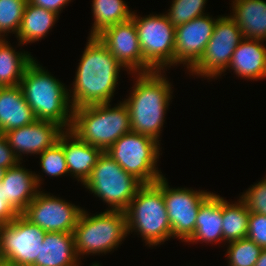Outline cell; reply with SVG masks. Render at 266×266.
Returning a JSON list of instances; mask_svg holds the SVG:
<instances>
[{"instance_id":"1","label":"cell","mask_w":266,"mask_h":266,"mask_svg":"<svg viewBox=\"0 0 266 266\" xmlns=\"http://www.w3.org/2000/svg\"><path fill=\"white\" fill-rule=\"evenodd\" d=\"M80 62L69 88L72 108L111 103L124 67L97 36H88Z\"/></svg>"},{"instance_id":"2","label":"cell","mask_w":266,"mask_h":266,"mask_svg":"<svg viewBox=\"0 0 266 266\" xmlns=\"http://www.w3.org/2000/svg\"><path fill=\"white\" fill-rule=\"evenodd\" d=\"M165 71L133 74L130 95L123 100L129 110L131 131L147 135L160 143L165 116L173 99L172 84Z\"/></svg>"},{"instance_id":"3","label":"cell","mask_w":266,"mask_h":266,"mask_svg":"<svg viewBox=\"0 0 266 266\" xmlns=\"http://www.w3.org/2000/svg\"><path fill=\"white\" fill-rule=\"evenodd\" d=\"M19 86L36 120L50 121L70 130L73 108L69 89L36 59L27 66Z\"/></svg>"},{"instance_id":"4","label":"cell","mask_w":266,"mask_h":266,"mask_svg":"<svg viewBox=\"0 0 266 266\" xmlns=\"http://www.w3.org/2000/svg\"><path fill=\"white\" fill-rule=\"evenodd\" d=\"M73 109L70 131L80 140L106 152L122 135L131 131L129 110L123 101Z\"/></svg>"},{"instance_id":"5","label":"cell","mask_w":266,"mask_h":266,"mask_svg":"<svg viewBox=\"0 0 266 266\" xmlns=\"http://www.w3.org/2000/svg\"><path fill=\"white\" fill-rule=\"evenodd\" d=\"M125 213L127 235L137 233L146 246H160L172 238V228L163 197V176L154 184H144Z\"/></svg>"},{"instance_id":"6","label":"cell","mask_w":266,"mask_h":266,"mask_svg":"<svg viewBox=\"0 0 266 266\" xmlns=\"http://www.w3.org/2000/svg\"><path fill=\"white\" fill-rule=\"evenodd\" d=\"M105 210L89 215L83 208L79 215L73 236L80 261L85 255L113 252L128 237L125 211Z\"/></svg>"},{"instance_id":"7","label":"cell","mask_w":266,"mask_h":266,"mask_svg":"<svg viewBox=\"0 0 266 266\" xmlns=\"http://www.w3.org/2000/svg\"><path fill=\"white\" fill-rule=\"evenodd\" d=\"M83 185L108 205L107 210L125 211L144 184L102 152Z\"/></svg>"},{"instance_id":"8","label":"cell","mask_w":266,"mask_h":266,"mask_svg":"<svg viewBox=\"0 0 266 266\" xmlns=\"http://www.w3.org/2000/svg\"><path fill=\"white\" fill-rule=\"evenodd\" d=\"M131 19L144 58V73L165 71L175 66V27L165 13L138 16L135 10Z\"/></svg>"},{"instance_id":"9","label":"cell","mask_w":266,"mask_h":266,"mask_svg":"<svg viewBox=\"0 0 266 266\" xmlns=\"http://www.w3.org/2000/svg\"><path fill=\"white\" fill-rule=\"evenodd\" d=\"M160 146L152 137L130 131L122 135L106 153L143 184H154L163 176L157 166L162 155Z\"/></svg>"},{"instance_id":"10","label":"cell","mask_w":266,"mask_h":266,"mask_svg":"<svg viewBox=\"0 0 266 266\" xmlns=\"http://www.w3.org/2000/svg\"><path fill=\"white\" fill-rule=\"evenodd\" d=\"M243 39L242 31L228 14L218 16L213 35L201 58L188 72L207 80L222 76L227 72L234 50Z\"/></svg>"},{"instance_id":"11","label":"cell","mask_w":266,"mask_h":266,"mask_svg":"<svg viewBox=\"0 0 266 266\" xmlns=\"http://www.w3.org/2000/svg\"><path fill=\"white\" fill-rule=\"evenodd\" d=\"M45 231L19 214L0 225V258L15 266H33L45 238Z\"/></svg>"},{"instance_id":"12","label":"cell","mask_w":266,"mask_h":266,"mask_svg":"<svg viewBox=\"0 0 266 266\" xmlns=\"http://www.w3.org/2000/svg\"><path fill=\"white\" fill-rule=\"evenodd\" d=\"M213 192L193 190L188 187L172 188L163 176V197L172 228V238L185 242L195 231L196 218L200 205Z\"/></svg>"},{"instance_id":"13","label":"cell","mask_w":266,"mask_h":266,"mask_svg":"<svg viewBox=\"0 0 266 266\" xmlns=\"http://www.w3.org/2000/svg\"><path fill=\"white\" fill-rule=\"evenodd\" d=\"M50 194L39 191L21 214L45 232L73 233L83 208Z\"/></svg>"},{"instance_id":"14","label":"cell","mask_w":266,"mask_h":266,"mask_svg":"<svg viewBox=\"0 0 266 266\" xmlns=\"http://www.w3.org/2000/svg\"><path fill=\"white\" fill-rule=\"evenodd\" d=\"M97 37L128 74L144 73V58L132 19L106 28Z\"/></svg>"},{"instance_id":"15","label":"cell","mask_w":266,"mask_h":266,"mask_svg":"<svg viewBox=\"0 0 266 266\" xmlns=\"http://www.w3.org/2000/svg\"><path fill=\"white\" fill-rule=\"evenodd\" d=\"M216 21L217 18L206 14L175 27V66L183 64L189 71L199 61Z\"/></svg>"},{"instance_id":"16","label":"cell","mask_w":266,"mask_h":266,"mask_svg":"<svg viewBox=\"0 0 266 266\" xmlns=\"http://www.w3.org/2000/svg\"><path fill=\"white\" fill-rule=\"evenodd\" d=\"M65 130L56 123L36 120L18 129L9 130L3 135L16 157L23 161V155H39L52 147Z\"/></svg>"},{"instance_id":"17","label":"cell","mask_w":266,"mask_h":266,"mask_svg":"<svg viewBox=\"0 0 266 266\" xmlns=\"http://www.w3.org/2000/svg\"><path fill=\"white\" fill-rule=\"evenodd\" d=\"M6 169L0 188L4 199L21 214L41 190L42 177L22 166Z\"/></svg>"},{"instance_id":"18","label":"cell","mask_w":266,"mask_h":266,"mask_svg":"<svg viewBox=\"0 0 266 266\" xmlns=\"http://www.w3.org/2000/svg\"><path fill=\"white\" fill-rule=\"evenodd\" d=\"M63 146L69 176L83 185L90 177L102 150L80 140L70 130H65L58 138Z\"/></svg>"},{"instance_id":"19","label":"cell","mask_w":266,"mask_h":266,"mask_svg":"<svg viewBox=\"0 0 266 266\" xmlns=\"http://www.w3.org/2000/svg\"><path fill=\"white\" fill-rule=\"evenodd\" d=\"M264 41L243 39L233 52L227 70H233L236 77L248 80L266 78V46Z\"/></svg>"},{"instance_id":"20","label":"cell","mask_w":266,"mask_h":266,"mask_svg":"<svg viewBox=\"0 0 266 266\" xmlns=\"http://www.w3.org/2000/svg\"><path fill=\"white\" fill-rule=\"evenodd\" d=\"M36 121L21 87H0V134L30 125Z\"/></svg>"},{"instance_id":"21","label":"cell","mask_w":266,"mask_h":266,"mask_svg":"<svg viewBox=\"0 0 266 266\" xmlns=\"http://www.w3.org/2000/svg\"><path fill=\"white\" fill-rule=\"evenodd\" d=\"M222 196L212 193L199 207L195 231L187 243H222ZM222 241V242H221Z\"/></svg>"},{"instance_id":"22","label":"cell","mask_w":266,"mask_h":266,"mask_svg":"<svg viewBox=\"0 0 266 266\" xmlns=\"http://www.w3.org/2000/svg\"><path fill=\"white\" fill-rule=\"evenodd\" d=\"M73 233L46 232L33 266H81Z\"/></svg>"},{"instance_id":"23","label":"cell","mask_w":266,"mask_h":266,"mask_svg":"<svg viewBox=\"0 0 266 266\" xmlns=\"http://www.w3.org/2000/svg\"><path fill=\"white\" fill-rule=\"evenodd\" d=\"M230 17L245 39L266 41V1L232 0Z\"/></svg>"},{"instance_id":"24","label":"cell","mask_w":266,"mask_h":266,"mask_svg":"<svg viewBox=\"0 0 266 266\" xmlns=\"http://www.w3.org/2000/svg\"><path fill=\"white\" fill-rule=\"evenodd\" d=\"M59 15L39 6L27 2L21 25L16 36L17 45H26L45 39L58 21Z\"/></svg>"},{"instance_id":"25","label":"cell","mask_w":266,"mask_h":266,"mask_svg":"<svg viewBox=\"0 0 266 266\" xmlns=\"http://www.w3.org/2000/svg\"><path fill=\"white\" fill-rule=\"evenodd\" d=\"M7 40L0 44V87L18 86L27 66L35 59L28 51L17 52Z\"/></svg>"},{"instance_id":"26","label":"cell","mask_w":266,"mask_h":266,"mask_svg":"<svg viewBox=\"0 0 266 266\" xmlns=\"http://www.w3.org/2000/svg\"><path fill=\"white\" fill-rule=\"evenodd\" d=\"M93 24L89 36H97L106 28L131 19L133 11L124 0H92Z\"/></svg>"},{"instance_id":"27","label":"cell","mask_w":266,"mask_h":266,"mask_svg":"<svg viewBox=\"0 0 266 266\" xmlns=\"http://www.w3.org/2000/svg\"><path fill=\"white\" fill-rule=\"evenodd\" d=\"M249 215L250 211L240 197L234 203L222 197V233L225 244L246 238Z\"/></svg>"},{"instance_id":"28","label":"cell","mask_w":266,"mask_h":266,"mask_svg":"<svg viewBox=\"0 0 266 266\" xmlns=\"http://www.w3.org/2000/svg\"><path fill=\"white\" fill-rule=\"evenodd\" d=\"M227 245L225 256L228 266H254L262 251L259 245L248 238L235 240Z\"/></svg>"},{"instance_id":"29","label":"cell","mask_w":266,"mask_h":266,"mask_svg":"<svg viewBox=\"0 0 266 266\" xmlns=\"http://www.w3.org/2000/svg\"><path fill=\"white\" fill-rule=\"evenodd\" d=\"M27 2L28 0H0V34L4 38L9 33L17 36Z\"/></svg>"},{"instance_id":"30","label":"cell","mask_w":266,"mask_h":266,"mask_svg":"<svg viewBox=\"0 0 266 266\" xmlns=\"http://www.w3.org/2000/svg\"><path fill=\"white\" fill-rule=\"evenodd\" d=\"M206 2L207 0H172L170 9L165 14L170 23L177 27L194 18L206 15L207 13L204 12Z\"/></svg>"},{"instance_id":"31","label":"cell","mask_w":266,"mask_h":266,"mask_svg":"<svg viewBox=\"0 0 266 266\" xmlns=\"http://www.w3.org/2000/svg\"><path fill=\"white\" fill-rule=\"evenodd\" d=\"M42 172L51 177L69 175L63 146L57 141L52 147L39 154Z\"/></svg>"},{"instance_id":"32","label":"cell","mask_w":266,"mask_h":266,"mask_svg":"<svg viewBox=\"0 0 266 266\" xmlns=\"http://www.w3.org/2000/svg\"><path fill=\"white\" fill-rule=\"evenodd\" d=\"M249 187L240 195V198L250 212L266 215V176Z\"/></svg>"},{"instance_id":"33","label":"cell","mask_w":266,"mask_h":266,"mask_svg":"<svg viewBox=\"0 0 266 266\" xmlns=\"http://www.w3.org/2000/svg\"><path fill=\"white\" fill-rule=\"evenodd\" d=\"M246 238L266 248V215L250 212Z\"/></svg>"},{"instance_id":"34","label":"cell","mask_w":266,"mask_h":266,"mask_svg":"<svg viewBox=\"0 0 266 266\" xmlns=\"http://www.w3.org/2000/svg\"><path fill=\"white\" fill-rule=\"evenodd\" d=\"M20 160L16 157L5 136L0 134V167L8 169L16 166Z\"/></svg>"},{"instance_id":"35","label":"cell","mask_w":266,"mask_h":266,"mask_svg":"<svg viewBox=\"0 0 266 266\" xmlns=\"http://www.w3.org/2000/svg\"><path fill=\"white\" fill-rule=\"evenodd\" d=\"M19 213L4 199L0 188V225L13 221Z\"/></svg>"},{"instance_id":"36","label":"cell","mask_w":266,"mask_h":266,"mask_svg":"<svg viewBox=\"0 0 266 266\" xmlns=\"http://www.w3.org/2000/svg\"><path fill=\"white\" fill-rule=\"evenodd\" d=\"M28 2L34 6L42 7L59 15L62 9L65 8L64 6L69 4L71 0H28Z\"/></svg>"},{"instance_id":"37","label":"cell","mask_w":266,"mask_h":266,"mask_svg":"<svg viewBox=\"0 0 266 266\" xmlns=\"http://www.w3.org/2000/svg\"><path fill=\"white\" fill-rule=\"evenodd\" d=\"M254 266H266V248H263Z\"/></svg>"},{"instance_id":"38","label":"cell","mask_w":266,"mask_h":266,"mask_svg":"<svg viewBox=\"0 0 266 266\" xmlns=\"http://www.w3.org/2000/svg\"><path fill=\"white\" fill-rule=\"evenodd\" d=\"M0 266H15L13 263H10L8 260L0 258Z\"/></svg>"},{"instance_id":"39","label":"cell","mask_w":266,"mask_h":266,"mask_svg":"<svg viewBox=\"0 0 266 266\" xmlns=\"http://www.w3.org/2000/svg\"><path fill=\"white\" fill-rule=\"evenodd\" d=\"M5 171H6V169H3V168L0 167V184H1L2 180H3Z\"/></svg>"},{"instance_id":"40","label":"cell","mask_w":266,"mask_h":266,"mask_svg":"<svg viewBox=\"0 0 266 266\" xmlns=\"http://www.w3.org/2000/svg\"><path fill=\"white\" fill-rule=\"evenodd\" d=\"M4 39H6V38H4V37L0 34V44L4 41Z\"/></svg>"}]
</instances>
